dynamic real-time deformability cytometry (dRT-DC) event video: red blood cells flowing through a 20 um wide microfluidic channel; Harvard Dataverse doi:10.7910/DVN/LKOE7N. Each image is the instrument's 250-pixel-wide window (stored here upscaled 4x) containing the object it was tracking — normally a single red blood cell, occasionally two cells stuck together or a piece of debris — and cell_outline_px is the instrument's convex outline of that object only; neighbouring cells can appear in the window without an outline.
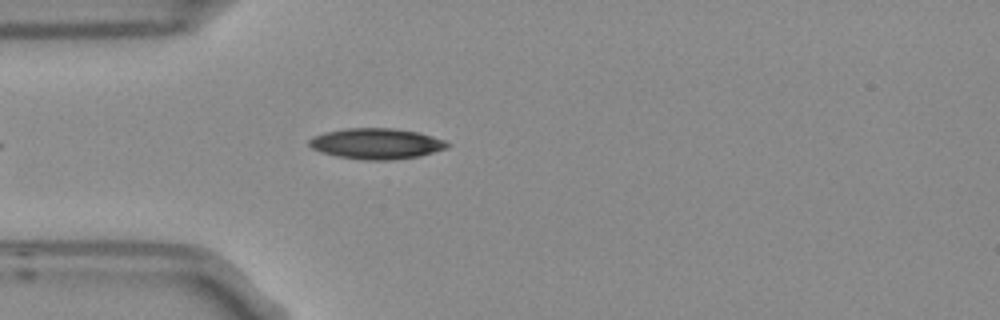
{"species": "Egyptian fruit bat (a non-hibernating species)", "species_latin": "Rousettus aegyptiacus", "temperature_condition": "room temperature", "stored_images_in_passage": 4, "camera_frame_rate_fps": 3000, "um_per_image_px": 0.085, "frame": {"image": 1, "passage_image": 4, "time_ms": 1.0, "image_size_px": [1000, 320], "cell_outline_px": [[448, 148], [420, 156], [392, 160], [364, 160], [336, 156], [320, 152], [312, 148], [308, 144], [308, 140], [312, 136], [324, 132], [348, 128], [392, 128], [416, 132], [432, 136], [444, 140], [448, 144]], "centroid_in_image_um": [31.95, 12.21], "position_along_channel_um": 53.0, "area_um2": 24.8}}